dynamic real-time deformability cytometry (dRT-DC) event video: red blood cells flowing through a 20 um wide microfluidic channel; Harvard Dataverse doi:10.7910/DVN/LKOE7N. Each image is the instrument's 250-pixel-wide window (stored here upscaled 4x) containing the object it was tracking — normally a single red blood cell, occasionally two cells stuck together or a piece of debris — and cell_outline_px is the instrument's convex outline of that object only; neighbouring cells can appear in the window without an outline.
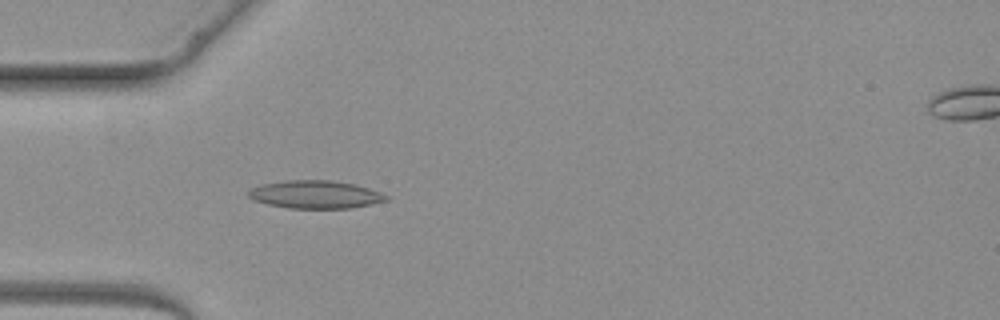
{"species": "common noctule bat (a hibernating species)", "species_latin": "Nyctalus noctula", "temperature_condition": "warm", "stored_images_in_passage": 4, "camera_frame_rate_fps": 3000, "um_per_image_px": 0.085, "animal": {"sex": "female", "body_mass_g": 19.3, "forearm_length_mm": 54.1}, "frame": {"image": 1, "passage_image": 3, "time_ms": 2.333, "image_size_px": [1000, 320], "cell_outline_px": [[388, 200], [352, 208], [288, 208], [268, 204], [252, 200], [248, 196], [248, 192], [252, 188], [260, 184], [288, 180], [332, 180], [352, 184], [368, 188], [380, 192], [388, 196]], "centroid_in_image_um": [26.78, 16.53], "position_along_channel_um": 58.2, "area_um2": 22.31}}